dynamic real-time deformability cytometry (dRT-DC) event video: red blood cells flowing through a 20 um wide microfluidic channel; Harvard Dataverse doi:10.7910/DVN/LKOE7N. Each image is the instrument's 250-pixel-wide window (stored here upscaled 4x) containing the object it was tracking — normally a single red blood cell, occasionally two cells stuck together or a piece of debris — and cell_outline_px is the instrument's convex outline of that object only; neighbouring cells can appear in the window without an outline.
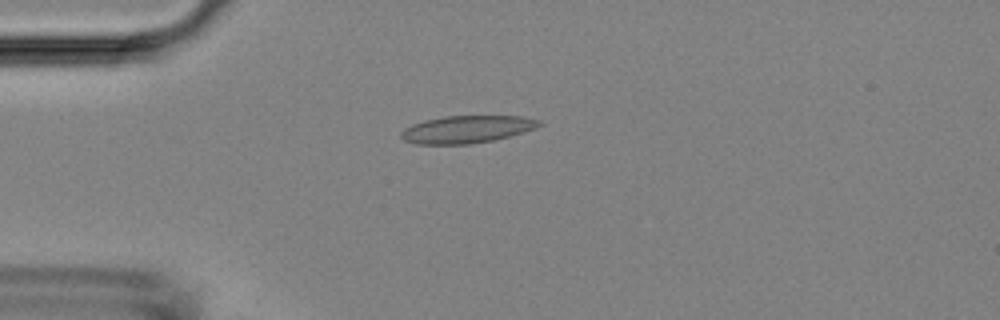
{"species": "Egyptian fruit bat (a non-hibernating species)", "species_latin": "Rousettus aegyptiacus", "temperature_condition": "room temperature", "stored_images_in_passage": 4, "camera_frame_rate_fps": 3000, "um_per_image_px": 0.085, "animal": {"sex": "female"}, "frame": {"image": 1, "passage_image": 4, "time_ms": 3.667, "image_size_px": [1000, 320], "cell_outline_px": [[544, 124], [536, 128], [524, 132], [492, 140], [468, 144], [416, 144], [404, 140], [400, 136], [400, 132], [404, 128], [412, 124], [424, 120], [444, 116], [524, 116], [540, 120]], "centroid_in_image_um": [39.68, 10.98], "position_along_channel_um": 45.3, "area_um2": 22.14}}